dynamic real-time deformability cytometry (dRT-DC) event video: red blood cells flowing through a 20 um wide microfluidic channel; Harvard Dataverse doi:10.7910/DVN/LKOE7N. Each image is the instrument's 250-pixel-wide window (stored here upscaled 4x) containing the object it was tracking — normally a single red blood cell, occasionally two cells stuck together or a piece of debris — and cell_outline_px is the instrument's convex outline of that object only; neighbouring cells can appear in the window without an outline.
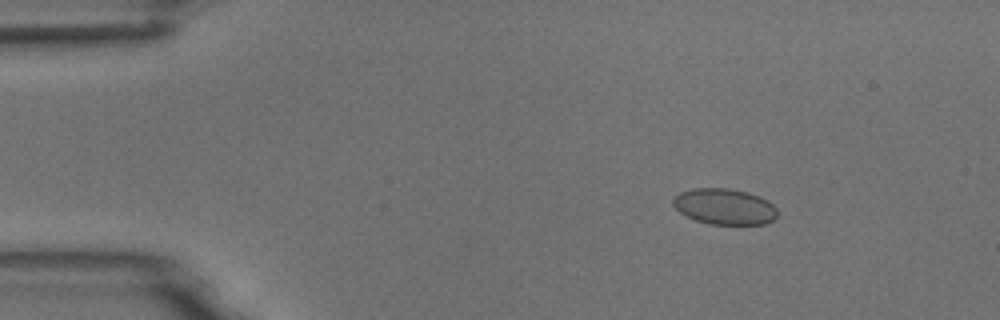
{"species": "common noctule bat (a hibernating species)", "species_latin": "Nyctalus noctula", "temperature_condition": "room temperature", "stored_images_in_passage": 3, "camera_frame_rate_fps": 3000, "um_per_image_px": 0.085, "animal": {"sex": "male", "body_mass_g": 18.8}, "frame": {"image": 1, "passage_image": 1, "time_ms": 0.0, "image_size_px": [1000, 320], "cell_outline_px": [[776, 216], [772, 220], [764, 224], [708, 224], [696, 220], [680, 212], [672, 204], [672, 200], [680, 192], [692, 188], [728, 188], [748, 192], [760, 196], [768, 200], [776, 208]], "centroid_in_image_um": [61.58, 17.55], "position_along_channel_um": 23.4, "area_um2": 21.79}}